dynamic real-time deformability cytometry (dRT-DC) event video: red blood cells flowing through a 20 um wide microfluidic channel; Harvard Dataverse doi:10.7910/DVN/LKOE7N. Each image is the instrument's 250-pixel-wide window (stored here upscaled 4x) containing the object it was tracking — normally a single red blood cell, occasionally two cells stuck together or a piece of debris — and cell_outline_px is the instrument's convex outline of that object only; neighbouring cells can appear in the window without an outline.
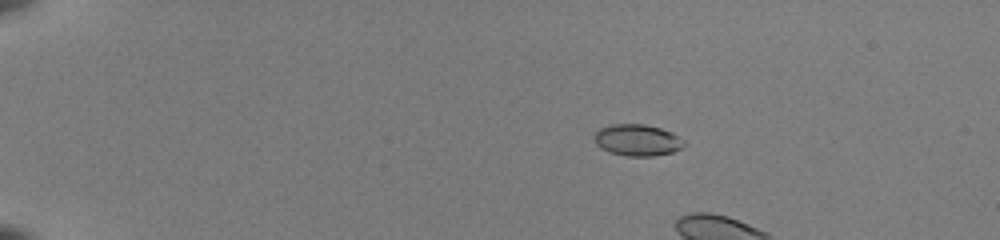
{"species": "common noctule bat (a hibernating species)", "species_latin": "Nyctalus noctula", "temperature_condition": "room temperature", "stored_images_in_passage": 6, "camera_frame_rate_fps": 3000, "um_per_image_px": 0.085, "animal": {"sex": "female", "body_mass_g": 22.0, "forearm_length_mm": 56.7}, "frame": {"image": 1, "passage_image": 1, "time_ms": 0.0, "image_size_px": [1000, 240], "cell_outline_px": [[688, 144], [672, 152], [652, 156], [628, 156], [608, 152], [600, 148], [596, 144], [596, 132], [600, 128], [612, 124], [644, 124], [660, 128], [672, 132], [684, 140]], "centroid_in_image_um": [54.2, 11.91], "position_along_channel_um": 30.8, "area_um2": 16.47}}